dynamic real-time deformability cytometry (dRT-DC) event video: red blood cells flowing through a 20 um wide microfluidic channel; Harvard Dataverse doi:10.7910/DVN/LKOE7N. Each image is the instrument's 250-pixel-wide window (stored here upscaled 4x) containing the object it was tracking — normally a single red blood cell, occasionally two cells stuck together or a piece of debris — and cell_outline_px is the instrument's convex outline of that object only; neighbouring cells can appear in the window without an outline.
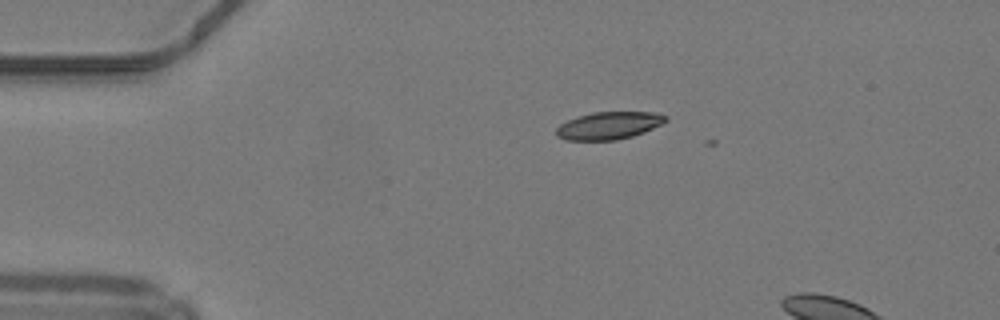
{"species": "common noctule bat (a hibernating species)", "species_latin": "Nyctalus noctula", "temperature_condition": "warm", "stored_images_in_passage": 2, "camera_frame_rate_fps": 3000, "um_per_image_px": 0.085, "animal": {"sex": "male", "body_mass_g": 19.2, "forearm_length_mm": 51.8}, "frame": {"image": 1, "passage_image": 1, "time_ms": 0.0, "image_size_px": [1000, 320], "cell_outline_px": [[668, 120], [644, 132], [632, 136], [616, 140], [564, 140], [556, 136], [556, 128], [560, 124], [576, 116], [592, 112], [652, 112], [668, 116]], "centroid_in_image_um": [51.72, 10.67], "position_along_channel_um": 33.3, "area_um2": 17.57}}